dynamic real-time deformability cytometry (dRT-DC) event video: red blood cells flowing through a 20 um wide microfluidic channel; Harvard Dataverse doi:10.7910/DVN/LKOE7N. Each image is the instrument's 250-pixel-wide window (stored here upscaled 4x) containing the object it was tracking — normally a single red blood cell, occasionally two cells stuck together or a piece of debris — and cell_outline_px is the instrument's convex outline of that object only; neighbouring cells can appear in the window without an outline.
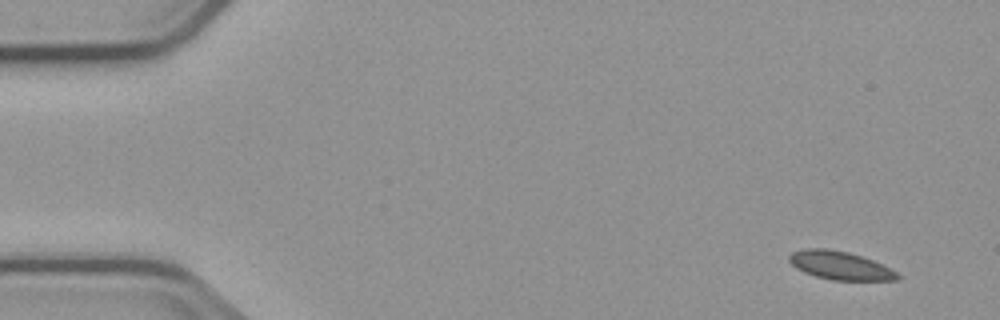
{"species": "common noctule bat (a hibernating species)", "species_latin": "Nyctalus noctula", "temperature_condition": "cold", "stored_images_in_passage": 4, "camera_frame_rate_fps": 3000, "um_per_image_px": 0.085, "animal": {"sex": "male", "body_mass_g": 23.1, "forearm_length_mm": 52.7}, "frame": {"image": 1, "passage_image": 1, "time_ms": 0.0, "image_size_px": [1000, 320], "cell_outline_px": [[900, 280], [832, 280], [816, 276], [804, 272], [796, 268], [788, 260], [788, 256], [792, 252], [804, 248], [824, 248], [848, 252], [872, 260], [896, 272], [900, 276]], "centroid_in_image_um": [71.36, 22.56], "position_along_channel_um": 13.6, "area_um2": 17.69}}